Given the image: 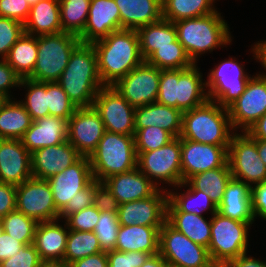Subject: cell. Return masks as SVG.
<instances>
[{
    "mask_svg": "<svg viewBox=\"0 0 266 267\" xmlns=\"http://www.w3.org/2000/svg\"><path fill=\"white\" fill-rule=\"evenodd\" d=\"M98 73L104 86H113L144 60L140 53L137 30L121 29L92 43Z\"/></svg>",
    "mask_w": 266,
    "mask_h": 267,
    "instance_id": "cell-1",
    "label": "cell"
},
{
    "mask_svg": "<svg viewBox=\"0 0 266 267\" xmlns=\"http://www.w3.org/2000/svg\"><path fill=\"white\" fill-rule=\"evenodd\" d=\"M57 83L76 107L93 106L97 93L104 85L92 44L80 42L74 48Z\"/></svg>",
    "mask_w": 266,
    "mask_h": 267,
    "instance_id": "cell-2",
    "label": "cell"
},
{
    "mask_svg": "<svg viewBox=\"0 0 266 267\" xmlns=\"http://www.w3.org/2000/svg\"><path fill=\"white\" fill-rule=\"evenodd\" d=\"M177 31L178 41L194 64L200 55L212 52L221 46L230 45L233 40L228 23L218 11L209 15L182 19L173 22Z\"/></svg>",
    "mask_w": 266,
    "mask_h": 267,
    "instance_id": "cell-3",
    "label": "cell"
},
{
    "mask_svg": "<svg viewBox=\"0 0 266 267\" xmlns=\"http://www.w3.org/2000/svg\"><path fill=\"white\" fill-rule=\"evenodd\" d=\"M235 132L228 109L221 107L216 101L207 100L182 114L180 138L203 144L229 146Z\"/></svg>",
    "mask_w": 266,
    "mask_h": 267,
    "instance_id": "cell-4",
    "label": "cell"
},
{
    "mask_svg": "<svg viewBox=\"0 0 266 267\" xmlns=\"http://www.w3.org/2000/svg\"><path fill=\"white\" fill-rule=\"evenodd\" d=\"M89 161L93 179L99 182L135 169L137 154L134 135L105 131Z\"/></svg>",
    "mask_w": 266,
    "mask_h": 267,
    "instance_id": "cell-5",
    "label": "cell"
},
{
    "mask_svg": "<svg viewBox=\"0 0 266 267\" xmlns=\"http://www.w3.org/2000/svg\"><path fill=\"white\" fill-rule=\"evenodd\" d=\"M69 32L38 36V54L33 73L28 79L37 82H57L66 68L74 48L80 43Z\"/></svg>",
    "mask_w": 266,
    "mask_h": 267,
    "instance_id": "cell-6",
    "label": "cell"
},
{
    "mask_svg": "<svg viewBox=\"0 0 266 267\" xmlns=\"http://www.w3.org/2000/svg\"><path fill=\"white\" fill-rule=\"evenodd\" d=\"M254 222H240L216 212L211 216V260H235L247 253L249 228Z\"/></svg>",
    "mask_w": 266,
    "mask_h": 267,
    "instance_id": "cell-7",
    "label": "cell"
},
{
    "mask_svg": "<svg viewBox=\"0 0 266 267\" xmlns=\"http://www.w3.org/2000/svg\"><path fill=\"white\" fill-rule=\"evenodd\" d=\"M136 154L137 168L159 189L161 182L174 188L182 183L180 137H174L161 148Z\"/></svg>",
    "mask_w": 266,
    "mask_h": 267,
    "instance_id": "cell-8",
    "label": "cell"
},
{
    "mask_svg": "<svg viewBox=\"0 0 266 267\" xmlns=\"http://www.w3.org/2000/svg\"><path fill=\"white\" fill-rule=\"evenodd\" d=\"M159 254L170 267H210L208 248L194 243L167 222L159 231Z\"/></svg>",
    "mask_w": 266,
    "mask_h": 267,
    "instance_id": "cell-9",
    "label": "cell"
},
{
    "mask_svg": "<svg viewBox=\"0 0 266 267\" xmlns=\"http://www.w3.org/2000/svg\"><path fill=\"white\" fill-rule=\"evenodd\" d=\"M244 69L235 57H229L210 69L206 81L208 100L228 108L244 92L251 78Z\"/></svg>",
    "mask_w": 266,
    "mask_h": 267,
    "instance_id": "cell-10",
    "label": "cell"
},
{
    "mask_svg": "<svg viewBox=\"0 0 266 267\" xmlns=\"http://www.w3.org/2000/svg\"><path fill=\"white\" fill-rule=\"evenodd\" d=\"M228 163L232 178L252 187L266 182V166L259 157L256 139L247 132H235L228 148Z\"/></svg>",
    "mask_w": 266,
    "mask_h": 267,
    "instance_id": "cell-11",
    "label": "cell"
},
{
    "mask_svg": "<svg viewBox=\"0 0 266 267\" xmlns=\"http://www.w3.org/2000/svg\"><path fill=\"white\" fill-rule=\"evenodd\" d=\"M16 210L37 223L59 219L51 187L44 179L31 177L16 185Z\"/></svg>",
    "mask_w": 266,
    "mask_h": 267,
    "instance_id": "cell-12",
    "label": "cell"
},
{
    "mask_svg": "<svg viewBox=\"0 0 266 267\" xmlns=\"http://www.w3.org/2000/svg\"><path fill=\"white\" fill-rule=\"evenodd\" d=\"M227 109L233 130L247 132L266 113V75H253L244 92Z\"/></svg>",
    "mask_w": 266,
    "mask_h": 267,
    "instance_id": "cell-13",
    "label": "cell"
},
{
    "mask_svg": "<svg viewBox=\"0 0 266 267\" xmlns=\"http://www.w3.org/2000/svg\"><path fill=\"white\" fill-rule=\"evenodd\" d=\"M93 107L100 114L105 131L135 135V108L113 86L99 90Z\"/></svg>",
    "mask_w": 266,
    "mask_h": 267,
    "instance_id": "cell-14",
    "label": "cell"
},
{
    "mask_svg": "<svg viewBox=\"0 0 266 267\" xmlns=\"http://www.w3.org/2000/svg\"><path fill=\"white\" fill-rule=\"evenodd\" d=\"M160 69L143 61L113 87L134 108L154 103L159 92Z\"/></svg>",
    "mask_w": 266,
    "mask_h": 267,
    "instance_id": "cell-15",
    "label": "cell"
},
{
    "mask_svg": "<svg viewBox=\"0 0 266 267\" xmlns=\"http://www.w3.org/2000/svg\"><path fill=\"white\" fill-rule=\"evenodd\" d=\"M104 132V123L93 106L77 107L68 120V142L82 157H90Z\"/></svg>",
    "mask_w": 266,
    "mask_h": 267,
    "instance_id": "cell-16",
    "label": "cell"
},
{
    "mask_svg": "<svg viewBox=\"0 0 266 267\" xmlns=\"http://www.w3.org/2000/svg\"><path fill=\"white\" fill-rule=\"evenodd\" d=\"M167 188L158 189L152 196L119 205L118 222L122 226L142 225L162 227L166 222ZM164 190V191H163Z\"/></svg>",
    "mask_w": 266,
    "mask_h": 267,
    "instance_id": "cell-17",
    "label": "cell"
},
{
    "mask_svg": "<svg viewBox=\"0 0 266 267\" xmlns=\"http://www.w3.org/2000/svg\"><path fill=\"white\" fill-rule=\"evenodd\" d=\"M228 148L181 138L182 182L198 173L225 166L228 163Z\"/></svg>",
    "mask_w": 266,
    "mask_h": 267,
    "instance_id": "cell-18",
    "label": "cell"
},
{
    "mask_svg": "<svg viewBox=\"0 0 266 267\" xmlns=\"http://www.w3.org/2000/svg\"><path fill=\"white\" fill-rule=\"evenodd\" d=\"M93 180L89 157L77 162L48 179L56 209L60 212L78 191Z\"/></svg>",
    "mask_w": 266,
    "mask_h": 267,
    "instance_id": "cell-19",
    "label": "cell"
},
{
    "mask_svg": "<svg viewBox=\"0 0 266 267\" xmlns=\"http://www.w3.org/2000/svg\"><path fill=\"white\" fill-rule=\"evenodd\" d=\"M31 177V153L21 139H0V182L19 185Z\"/></svg>",
    "mask_w": 266,
    "mask_h": 267,
    "instance_id": "cell-20",
    "label": "cell"
},
{
    "mask_svg": "<svg viewBox=\"0 0 266 267\" xmlns=\"http://www.w3.org/2000/svg\"><path fill=\"white\" fill-rule=\"evenodd\" d=\"M82 156L67 141L31 153L32 177L48 180L77 162Z\"/></svg>",
    "mask_w": 266,
    "mask_h": 267,
    "instance_id": "cell-21",
    "label": "cell"
},
{
    "mask_svg": "<svg viewBox=\"0 0 266 267\" xmlns=\"http://www.w3.org/2000/svg\"><path fill=\"white\" fill-rule=\"evenodd\" d=\"M121 30L119 8L114 0H91L84 31L78 36L82 43L92 44Z\"/></svg>",
    "mask_w": 266,
    "mask_h": 267,
    "instance_id": "cell-22",
    "label": "cell"
},
{
    "mask_svg": "<svg viewBox=\"0 0 266 267\" xmlns=\"http://www.w3.org/2000/svg\"><path fill=\"white\" fill-rule=\"evenodd\" d=\"M103 183L119 205L152 196L159 188L137 167L129 172L112 175Z\"/></svg>",
    "mask_w": 266,
    "mask_h": 267,
    "instance_id": "cell-23",
    "label": "cell"
},
{
    "mask_svg": "<svg viewBox=\"0 0 266 267\" xmlns=\"http://www.w3.org/2000/svg\"><path fill=\"white\" fill-rule=\"evenodd\" d=\"M67 140L68 120L56 116H46L33 121L21 138L23 145L30 153Z\"/></svg>",
    "mask_w": 266,
    "mask_h": 267,
    "instance_id": "cell-24",
    "label": "cell"
},
{
    "mask_svg": "<svg viewBox=\"0 0 266 267\" xmlns=\"http://www.w3.org/2000/svg\"><path fill=\"white\" fill-rule=\"evenodd\" d=\"M59 219L37 223L33 245L42 261H64L69 229Z\"/></svg>",
    "mask_w": 266,
    "mask_h": 267,
    "instance_id": "cell-25",
    "label": "cell"
},
{
    "mask_svg": "<svg viewBox=\"0 0 266 267\" xmlns=\"http://www.w3.org/2000/svg\"><path fill=\"white\" fill-rule=\"evenodd\" d=\"M182 112L175 107L154 102L135 108V133L150 126L160 127L173 137H180Z\"/></svg>",
    "mask_w": 266,
    "mask_h": 267,
    "instance_id": "cell-26",
    "label": "cell"
},
{
    "mask_svg": "<svg viewBox=\"0 0 266 267\" xmlns=\"http://www.w3.org/2000/svg\"><path fill=\"white\" fill-rule=\"evenodd\" d=\"M194 64L187 69H178L176 108L182 113L198 107L208 100L206 80L200 68Z\"/></svg>",
    "mask_w": 266,
    "mask_h": 267,
    "instance_id": "cell-27",
    "label": "cell"
},
{
    "mask_svg": "<svg viewBox=\"0 0 266 267\" xmlns=\"http://www.w3.org/2000/svg\"><path fill=\"white\" fill-rule=\"evenodd\" d=\"M119 8L121 29L138 30L160 21L162 0H114Z\"/></svg>",
    "mask_w": 266,
    "mask_h": 267,
    "instance_id": "cell-28",
    "label": "cell"
},
{
    "mask_svg": "<svg viewBox=\"0 0 266 267\" xmlns=\"http://www.w3.org/2000/svg\"><path fill=\"white\" fill-rule=\"evenodd\" d=\"M217 212L240 222H254L251 209V187L243 181L231 178Z\"/></svg>",
    "mask_w": 266,
    "mask_h": 267,
    "instance_id": "cell-29",
    "label": "cell"
},
{
    "mask_svg": "<svg viewBox=\"0 0 266 267\" xmlns=\"http://www.w3.org/2000/svg\"><path fill=\"white\" fill-rule=\"evenodd\" d=\"M160 228L142 225H120L115 249L121 252L142 251L151 255L158 254Z\"/></svg>",
    "mask_w": 266,
    "mask_h": 267,
    "instance_id": "cell-30",
    "label": "cell"
},
{
    "mask_svg": "<svg viewBox=\"0 0 266 267\" xmlns=\"http://www.w3.org/2000/svg\"><path fill=\"white\" fill-rule=\"evenodd\" d=\"M24 31L33 36L62 32L59 0H40L31 6Z\"/></svg>",
    "mask_w": 266,
    "mask_h": 267,
    "instance_id": "cell-31",
    "label": "cell"
},
{
    "mask_svg": "<svg viewBox=\"0 0 266 267\" xmlns=\"http://www.w3.org/2000/svg\"><path fill=\"white\" fill-rule=\"evenodd\" d=\"M178 189L188 187V190L181 192L168 191V202L166 212H186L203 216V212L210 211L211 215L217 212V205L210 199V196L203 190H194L186 186L185 182L176 186ZM170 190V191H169Z\"/></svg>",
    "mask_w": 266,
    "mask_h": 267,
    "instance_id": "cell-32",
    "label": "cell"
},
{
    "mask_svg": "<svg viewBox=\"0 0 266 267\" xmlns=\"http://www.w3.org/2000/svg\"><path fill=\"white\" fill-rule=\"evenodd\" d=\"M11 99L0 103V139H21L33 120L24 106Z\"/></svg>",
    "mask_w": 266,
    "mask_h": 267,
    "instance_id": "cell-33",
    "label": "cell"
},
{
    "mask_svg": "<svg viewBox=\"0 0 266 267\" xmlns=\"http://www.w3.org/2000/svg\"><path fill=\"white\" fill-rule=\"evenodd\" d=\"M137 33L140 53L144 61L159 48L173 46V42L178 39L174 23L163 18L160 21L139 28Z\"/></svg>",
    "mask_w": 266,
    "mask_h": 267,
    "instance_id": "cell-34",
    "label": "cell"
},
{
    "mask_svg": "<svg viewBox=\"0 0 266 267\" xmlns=\"http://www.w3.org/2000/svg\"><path fill=\"white\" fill-rule=\"evenodd\" d=\"M166 222L183 233L191 241L209 247L211 240V218L205 219L194 213L166 212Z\"/></svg>",
    "mask_w": 266,
    "mask_h": 267,
    "instance_id": "cell-35",
    "label": "cell"
},
{
    "mask_svg": "<svg viewBox=\"0 0 266 267\" xmlns=\"http://www.w3.org/2000/svg\"><path fill=\"white\" fill-rule=\"evenodd\" d=\"M38 54V36L24 32L4 59L21 78H28L35 68Z\"/></svg>",
    "mask_w": 266,
    "mask_h": 267,
    "instance_id": "cell-36",
    "label": "cell"
},
{
    "mask_svg": "<svg viewBox=\"0 0 266 267\" xmlns=\"http://www.w3.org/2000/svg\"><path fill=\"white\" fill-rule=\"evenodd\" d=\"M232 178L229 163L221 168L207 170L191 176L185 183L194 190H203L217 205L222 202L227 184Z\"/></svg>",
    "mask_w": 266,
    "mask_h": 267,
    "instance_id": "cell-37",
    "label": "cell"
},
{
    "mask_svg": "<svg viewBox=\"0 0 266 267\" xmlns=\"http://www.w3.org/2000/svg\"><path fill=\"white\" fill-rule=\"evenodd\" d=\"M216 0H162V17L176 22L182 19L198 18L217 11Z\"/></svg>",
    "mask_w": 266,
    "mask_h": 267,
    "instance_id": "cell-38",
    "label": "cell"
},
{
    "mask_svg": "<svg viewBox=\"0 0 266 267\" xmlns=\"http://www.w3.org/2000/svg\"><path fill=\"white\" fill-rule=\"evenodd\" d=\"M91 0H59L62 32L79 36L85 28Z\"/></svg>",
    "mask_w": 266,
    "mask_h": 267,
    "instance_id": "cell-39",
    "label": "cell"
},
{
    "mask_svg": "<svg viewBox=\"0 0 266 267\" xmlns=\"http://www.w3.org/2000/svg\"><path fill=\"white\" fill-rule=\"evenodd\" d=\"M102 251L94 231L69 230L64 261L69 265L75 260Z\"/></svg>",
    "mask_w": 266,
    "mask_h": 267,
    "instance_id": "cell-40",
    "label": "cell"
},
{
    "mask_svg": "<svg viewBox=\"0 0 266 267\" xmlns=\"http://www.w3.org/2000/svg\"><path fill=\"white\" fill-rule=\"evenodd\" d=\"M20 87L27 89L25 99L19 100L33 121L50 116L47 101V82H37L28 78L20 81Z\"/></svg>",
    "mask_w": 266,
    "mask_h": 267,
    "instance_id": "cell-41",
    "label": "cell"
},
{
    "mask_svg": "<svg viewBox=\"0 0 266 267\" xmlns=\"http://www.w3.org/2000/svg\"><path fill=\"white\" fill-rule=\"evenodd\" d=\"M146 62L160 70L187 69L194 65L178 39L173 42V46H165L156 50Z\"/></svg>",
    "mask_w": 266,
    "mask_h": 267,
    "instance_id": "cell-42",
    "label": "cell"
},
{
    "mask_svg": "<svg viewBox=\"0 0 266 267\" xmlns=\"http://www.w3.org/2000/svg\"><path fill=\"white\" fill-rule=\"evenodd\" d=\"M3 231L22 244H33L37 222L22 212L14 210L2 219Z\"/></svg>",
    "mask_w": 266,
    "mask_h": 267,
    "instance_id": "cell-43",
    "label": "cell"
},
{
    "mask_svg": "<svg viewBox=\"0 0 266 267\" xmlns=\"http://www.w3.org/2000/svg\"><path fill=\"white\" fill-rule=\"evenodd\" d=\"M47 101L50 116L69 120L77 109L76 105L69 99L67 93L57 82H47Z\"/></svg>",
    "mask_w": 266,
    "mask_h": 267,
    "instance_id": "cell-44",
    "label": "cell"
},
{
    "mask_svg": "<svg viewBox=\"0 0 266 267\" xmlns=\"http://www.w3.org/2000/svg\"><path fill=\"white\" fill-rule=\"evenodd\" d=\"M173 138L169 132L157 126L142 128L134 135L135 150L136 152L152 151L163 147Z\"/></svg>",
    "mask_w": 266,
    "mask_h": 267,
    "instance_id": "cell-45",
    "label": "cell"
},
{
    "mask_svg": "<svg viewBox=\"0 0 266 267\" xmlns=\"http://www.w3.org/2000/svg\"><path fill=\"white\" fill-rule=\"evenodd\" d=\"M119 226L117 213L100 212L94 233L103 251L115 249Z\"/></svg>",
    "mask_w": 266,
    "mask_h": 267,
    "instance_id": "cell-46",
    "label": "cell"
},
{
    "mask_svg": "<svg viewBox=\"0 0 266 267\" xmlns=\"http://www.w3.org/2000/svg\"><path fill=\"white\" fill-rule=\"evenodd\" d=\"M24 24L6 17H0V58L5 59L11 47L24 34Z\"/></svg>",
    "mask_w": 266,
    "mask_h": 267,
    "instance_id": "cell-47",
    "label": "cell"
},
{
    "mask_svg": "<svg viewBox=\"0 0 266 267\" xmlns=\"http://www.w3.org/2000/svg\"><path fill=\"white\" fill-rule=\"evenodd\" d=\"M178 69L160 70L159 92L156 102L176 108Z\"/></svg>",
    "mask_w": 266,
    "mask_h": 267,
    "instance_id": "cell-48",
    "label": "cell"
},
{
    "mask_svg": "<svg viewBox=\"0 0 266 267\" xmlns=\"http://www.w3.org/2000/svg\"><path fill=\"white\" fill-rule=\"evenodd\" d=\"M100 217V211L91 205L79 212L68 215L64 220L69 230L94 231Z\"/></svg>",
    "mask_w": 266,
    "mask_h": 267,
    "instance_id": "cell-49",
    "label": "cell"
},
{
    "mask_svg": "<svg viewBox=\"0 0 266 267\" xmlns=\"http://www.w3.org/2000/svg\"><path fill=\"white\" fill-rule=\"evenodd\" d=\"M151 254L142 251H107L108 267H141Z\"/></svg>",
    "mask_w": 266,
    "mask_h": 267,
    "instance_id": "cell-50",
    "label": "cell"
},
{
    "mask_svg": "<svg viewBox=\"0 0 266 267\" xmlns=\"http://www.w3.org/2000/svg\"><path fill=\"white\" fill-rule=\"evenodd\" d=\"M94 204V179L82 190L78 191L70 199L67 205L59 212V219H65L68 215L81 211Z\"/></svg>",
    "mask_w": 266,
    "mask_h": 267,
    "instance_id": "cell-51",
    "label": "cell"
},
{
    "mask_svg": "<svg viewBox=\"0 0 266 267\" xmlns=\"http://www.w3.org/2000/svg\"><path fill=\"white\" fill-rule=\"evenodd\" d=\"M42 260L33 244H27L9 259L0 262V267H40Z\"/></svg>",
    "mask_w": 266,
    "mask_h": 267,
    "instance_id": "cell-52",
    "label": "cell"
},
{
    "mask_svg": "<svg viewBox=\"0 0 266 267\" xmlns=\"http://www.w3.org/2000/svg\"><path fill=\"white\" fill-rule=\"evenodd\" d=\"M100 212L118 213L119 203L103 182L94 179V204Z\"/></svg>",
    "mask_w": 266,
    "mask_h": 267,
    "instance_id": "cell-53",
    "label": "cell"
},
{
    "mask_svg": "<svg viewBox=\"0 0 266 267\" xmlns=\"http://www.w3.org/2000/svg\"><path fill=\"white\" fill-rule=\"evenodd\" d=\"M30 8L27 0H0V17L11 18L24 24Z\"/></svg>",
    "mask_w": 266,
    "mask_h": 267,
    "instance_id": "cell-54",
    "label": "cell"
},
{
    "mask_svg": "<svg viewBox=\"0 0 266 267\" xmlns=\"http://www.w3.org/2000/svg\"><path fill=\"white\" fill-rule=\"evenodd\" d=\"M21 78L14 69L4 60H0V97L3 99H13L10 94L11 88L19 87ZM10 91V92H9Z\"/></svg>",
    "mask_w": 266,
    "mask_h": 267,
    "instance_id": "cell-55",
    "label": "cell"
},
{
    "mask_svg": "<svg viewBox=\"0 0 266 267\" xmlns=\"http://www.w3.org/2000/svg\"><path fill=\"white\" fill-rule=\"evenodd\" d=\"M251 209L256 217L266 220V182L251 187Z\"/></svg>",
    "mask_w": 266,
    "mask_h": 267,
    "instance_id": "cell-56",
    "label": "cell"
},
{
    "mask_svg": "<svg viewBox=\"0 0 266 267\" xmlns=\"http://www.w3.org/2000/svg\"><path fill=\"white\" fill-rule=\"evenodd\" d=\"M16 210V185L0 182V219Z\"/></svg>",
    "mask_w": 266,
    "mask_h": 267,
    "instance_id": "cell-57",
    "label": "cell"
},
{
    "mask_svg": "<svg viewBox=\"0 0 266 267\" xmlns=\"http://www.w3.org/2000/svg\"><path fill=\"white\" fill-rule=\"evenodd\" d=\"M24 246L20 241L3 232L0 235V262L16 255Z\"/></svg>",
    "mask_w": 266,
    "mask_h": 267,
    "instance_id": "cell-58",
    "label": "cell"
},
{
    "mask_svg": "<svg viewBox=\"0 0 266 267\" xmlns=\"http://www.w3.org/2000/svg\"><path fill=\"white\" fill-rule=\"evenodd\" d=\"M70 267H108L107 252L102 251L87 257L75 260Z\"/></svg>",
    "mask_w": 266,
    "mask_h": 267,
    "instance_id": "cell-59",
    "label": "cell"
},
{
    "mask_svg": "<svg viewBox=\"0 0 266 267\" xmlns=\"http://www.w3.org/2000/svg\"><path fill=\"white\" fill-rule=\"evenodd\" d=\"M247 133L254 139L266 140V113L249 128Z\"/></svg>",
    "mask_w": 266,
    "mask_h": 267,
    "instance_id": "cell-60",
    "label": "cell"
},
{
    "mask_svg": "<svg viewBox=\"0 0 266 267\" xmlns=\"http://www.w3.org/2000/svg\"><path fill=\"white\" fill-rule=\"evenodd\" d=\"M237 267H266L265 260H259L252 256H247V253L240 255L238 258L233 260Z\"/></svg>",
    "mask_w": 266,
    "mask_h": 267,
    "instance_id": "cell-61",
    "label": "cell"
},
{
    "mask_svg": "<svg viewBox=\"0 0 266 267\" xmlns=\"http://www.w3.org/2000/svg\"><path fill=\"white\" fill-rule=\"evenodd\" d=\"M251 53L253 52V58L256 59L257 62H260L263 66L264 70H266V40L255 42L252 46ZM266 75V73H263Z\"/></svg>",
    "mask_w": 266,
    "mask_h": 267,
    "instance_id": "cell-62",
    "label": "cell"
},
{
    "mask_svg": "<svg viewBox=\"0 0 266 267\" xmlns=\"http://www.w3.org/2000/svg\"><path fill=\"white\" fill-rule=\"evenodd\" d=\"M141 267H170V266L158 253L155 255H151Z\"/></svg>",
    "mask_w": 266,
    "mask_h": 267,
    "instance_id": "cell-63",
    "label": "cell"
},
{
    "mask_svg": "<svg viewBox=\"0 0 266 267\" xmlns=\"http://www.w3.org/2000/svg\"><path fill=\"white\" fill-rule=\"evenodd\" d=\"M257 150L259 157L264 162L266 166V140L256 139Z\"/></svg>",
    "mask_w": 266,
    "mask_h": 267,
    "instance_id": "cell-64",
    "label": "cell"
},
{
    "mask_svg": "<svg viewBox=\"0 0 266 267\" xmlns=\"http://www.w3.org/2000/svg\"><path fill=\"white\" fill-rule=\"evenodd\" d=\"M210 267H237L233 260H211Z\"/></svg>",
    "mask_w": 266,
    "mask_h": 267,
    "instance_id": "cell-65",
    "label": "cell"
},
{
    "mask_svg": "<svg viewBox=\"0 0 266 267\" xmlns=\"http://www.w3.org/2000/svg\"><path fill=\"white\" fill-rule=\"evenodd\" d=\"M40 267H70L65 261H42Z\"/></svg>",
    "mask_w": 266,
    "mask_h": 267,
    "instance_id": "cell-66",
    "label": "cell"
},
{
    "mask_svg": "<svg viewBox=\"0 0 266 267\" xmlns=\"http://www.w3.org/2000/svg\"><path fill=\"white\" fill-rule=\"evenodd\" d=\"M40 0H27L28 4L31 6L35 5Z\"/></svg>",
    "mask_w": 266,
    "mask_h": 267,
    "instance_id": "cell-67",
    "label": "cell"
},
{
    "mask_svg": "<svg viewBox=\"0 0 266 267\" xmlns=\"http://www.w3.org/2000/svg\"><path fill=\"white\" fill-rule=\"evenodd\" d=\"M4 231H3V224H2V221H1V219H0V235L3 233Z\"/></svg>",
    "mask_w": 266,
    "mask_h": 267,
    "instance_id": "cell-68",
    "label": "cell"
}]
</instances>
